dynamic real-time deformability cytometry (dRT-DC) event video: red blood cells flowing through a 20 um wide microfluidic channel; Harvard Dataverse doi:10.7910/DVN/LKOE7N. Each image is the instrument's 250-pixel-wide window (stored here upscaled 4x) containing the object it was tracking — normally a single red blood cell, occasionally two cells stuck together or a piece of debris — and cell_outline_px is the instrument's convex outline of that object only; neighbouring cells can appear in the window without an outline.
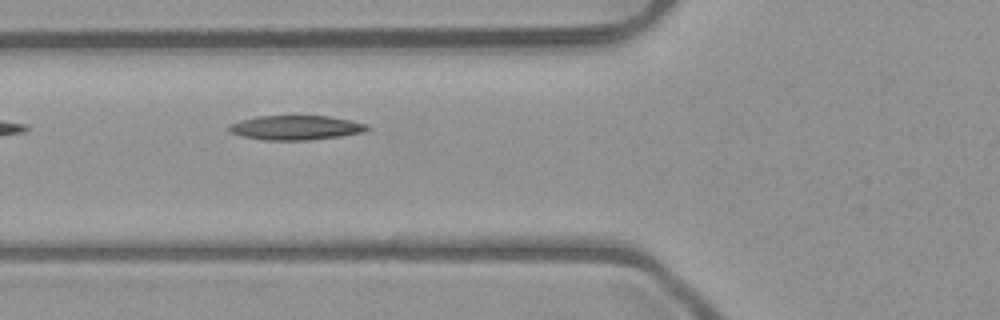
{"species": "common noctule bat (a hibernating species)", "species_latin": "Nyctalus noctula", "temperature_condition": "room temperature", "stored_images_in_passage": 7, "camera_frame_rate_fps": 3000, "um_per_image_px": 0.085, "animal": {"sex": "male", "body_mass_g": 23.1, "forearm_length_mm": 52.7}, "frame": {"image": 1, "passage_image": 4, "time_ms": 3.333, "image_size_px": [1000, 320], "cell_outline_px": [[372, 128], [364, 132], [340, 136], [308, 140], [264, 140], [244, 136], [232, 132], [228, 128], [228, 124], [240, 120], [256, 116], [328, 116], [352, 120], [368, 124]], "centroid_in_image_um": [25.19, 10.84], "position_along_channel_um": 100.6, "area_um2": 19.71}}
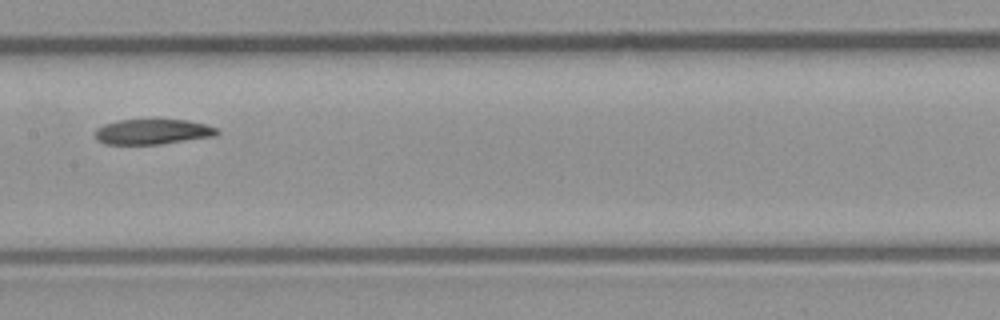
{"frame": {"image": 2, "passage_image": 6, "time_ms": 5.667, "image_size_px": [1000, 320], "cell_outline_px": [[220, 132], [216, 136], [160, 144], [104, 144], [96, 140], [96, 128], [104, 124], [116, 120], [152, 116], [156, 116], [188, 120], [204, 124], [216, 128]], "centroid_in_image_um": [12.96, 11.13], "position_along_channel_um": 194.4, "area_um2": 19.02}}
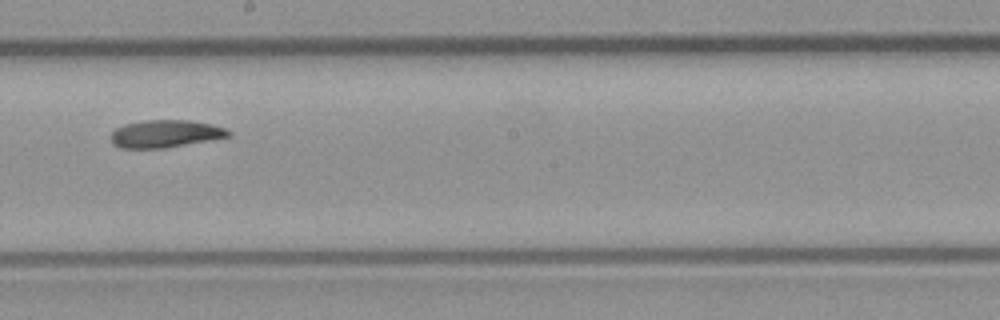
{"frame": {"image": 3, "passage_image": 7, "time_ms": 6.667, "image_size_px": [1000, 320], "cell_outline_px": [[232, 136], [164, 148], [120, 148], [112, 144], [112, 132], [116, 128], [124, 124], [144, 120], [188, 120], [212, 124], [224, 128], [232, 132]], "centroid_in_image_um": [14.06, 11.36], "position_along_channel_um": 234.1, "area_um2": 18.84}}